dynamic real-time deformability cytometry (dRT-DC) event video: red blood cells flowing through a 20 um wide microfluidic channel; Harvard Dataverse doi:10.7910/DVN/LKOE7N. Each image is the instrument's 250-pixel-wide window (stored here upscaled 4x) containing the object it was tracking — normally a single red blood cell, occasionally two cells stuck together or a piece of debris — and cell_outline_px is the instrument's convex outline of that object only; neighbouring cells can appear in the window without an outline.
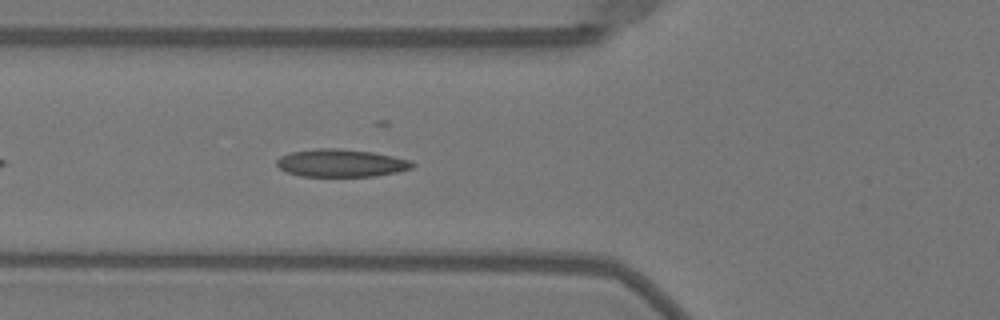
{"species": "Egyptian fruit bat (a non-hibernating species)", "species_latin": "Rousettus aegyptiacus", "temperature_condition": "warm", "stored_images_in_passage": 36, "camera_frame_rate_fps": 3000, "um_per_image_px": 0.085, "animal": {"sex": "female"}, "frame": {"image": 1, "passage_image": 6, "time_ms": 1.667, "image_size_px": [1000, 320], "cell_outline_px": [[416, 164], [412, 168], [396, 172], [376, 176], [300, 176], [288, 172], [280, 168], [276, 164], [276, 160], [280, 156], [292, 152], [316, 148], [340, 148], [372, 152], [412, 160]], "centroid_in_image_um": [29.01, 13.85], "position_along_channel_um": 96.8, "area_um2": 21.91}}
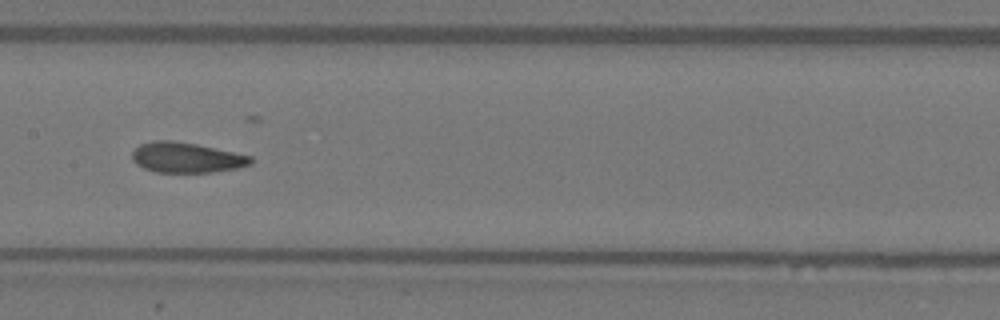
{"frame": {"image": 2, "passage_image": 13, "time_ms": 4.0, "image_size_px": [1000, 320], "cell_outline_px": [[252, 164], [236, 168], [212, 172], [156, 172], [144, 168], [136, 164], [132, 160], [132, 152], [140, 144], [152, 140], [172, 140], [196, 144], [252, 156]], "centroid_in_image_um": [15.82, 13.39], "position_along_channel_um": 191.6, "area_um2": 20.87}}
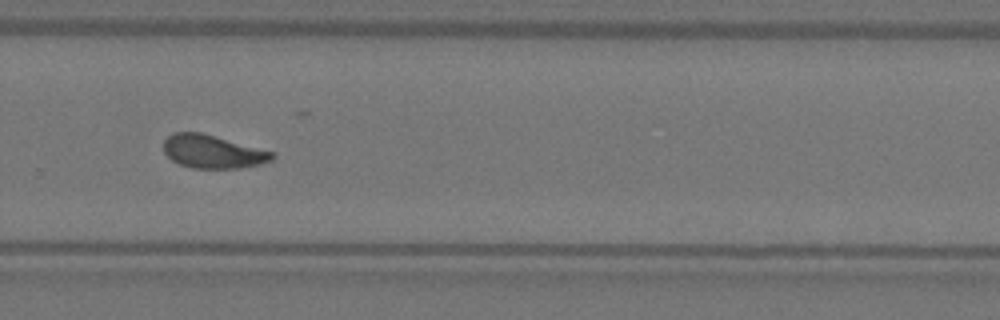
{"frame": {"image": 3, "passage_image": 22, "time_ms": 7.0, "image_size_px": [1000, 320], "cell_outline_px": [[276, 156], [272, 160], [260, 164], [240, 168], [192, 168], [180, 164], [172, 160], [164, 152], [164, 140], [172, 132], [200, 132], [276, 152]], "centroid_in_image_um": [18.11, 12.88], "position_along_channel_um": 311.7, "area_um2": 21.1}, "authors_computed_cell_mechanics": {"area_um2": 21.1837, "velocity_mm_per_s": 4.0325, "shape_relaxation_time_tau1_ms": 6.3754, "shape_relaxation_time_tau2_ms": 1.6436, "deformation_change_tau1": 0.1952, "deformation_change_tau2": 0.067}}